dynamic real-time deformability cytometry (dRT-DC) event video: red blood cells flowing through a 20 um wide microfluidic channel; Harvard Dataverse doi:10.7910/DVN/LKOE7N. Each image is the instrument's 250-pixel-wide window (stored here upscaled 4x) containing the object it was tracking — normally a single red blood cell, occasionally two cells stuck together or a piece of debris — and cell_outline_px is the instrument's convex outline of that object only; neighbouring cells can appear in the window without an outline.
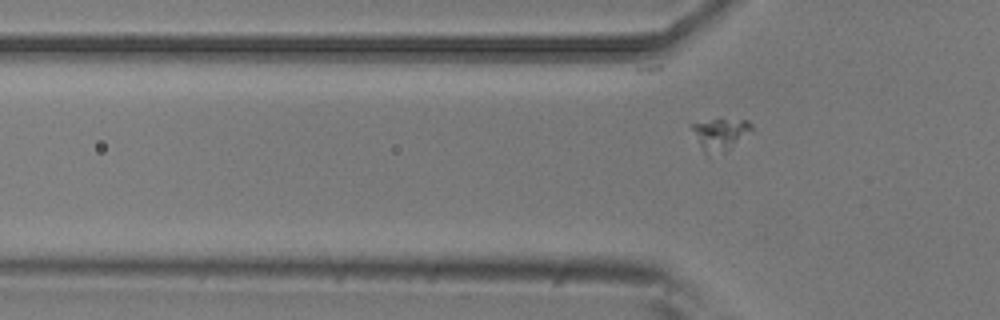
{"species": "common noctule bat (a hibernating species)", "species_latin": "Nyctalus noctula", "temperature_condition": "room temperature", "stored_images_in_passage": 6, "segment_of_instrument_passage": [2, 2], "camera_frame_rate_fps": 3000, "um_per_image_px": 0.085, "animal": {"sex": "male", "body_mass_g": 20.5, "forearm_length_mm": 52.5}, "frame": {"image": 1, "passage_image": 6, "time_ms": 1.667, "image_size_px": [1000, 320], "cell_outline_px": [[752, 128], [728, 152], [708, 156], [704, 152], [688, 124], [712, 120], [748, 120], [752, 124]], "centroid_in_image_um": [61.18, 11.44], "position_along_channel_um": 64.6, "area_um2": 11.04}}